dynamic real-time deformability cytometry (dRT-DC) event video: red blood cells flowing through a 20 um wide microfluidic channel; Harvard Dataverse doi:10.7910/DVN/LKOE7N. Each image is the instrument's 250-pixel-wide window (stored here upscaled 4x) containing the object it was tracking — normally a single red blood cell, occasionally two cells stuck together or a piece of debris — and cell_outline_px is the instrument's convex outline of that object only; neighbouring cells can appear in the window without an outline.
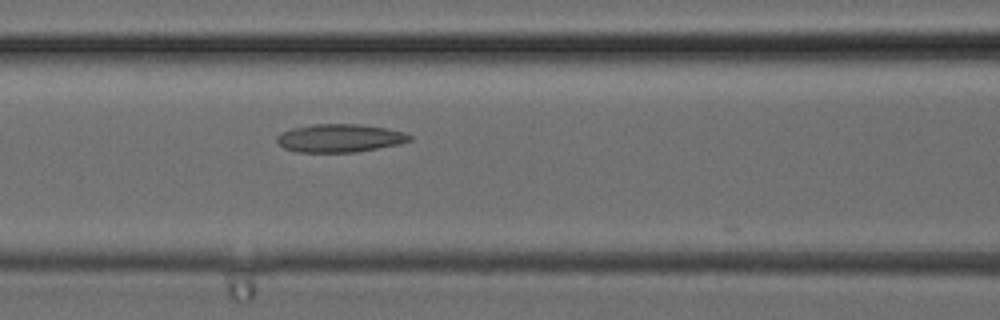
{"species": "common noctule bat (a hibernating species)", "species_latin": "Nyctalus noctula", "temperature_condition": "cold", "stored_images_in_passage": 21, "camera_frame_rate_fps": 3000, "um_per_image_px": 0.085, "animal": {"sex": "female", "body_mass_g": 24.6, "forearm_length_mm": 56.2}, "frame": {"image": 1, "passage_image": 4, "time_ms": 1.0, "image_size_px": [1000, 320], "cell_outline_px": [[412, 140], [396, 144], [356, 152], [296, 152], [284, 148], [276, 140], [276, 136], [280, 132], [292, 128], [312, 124], [360, 124], [388, 128], [404, 132], [412, 136]], "centroid_in_image_um": [28.85, 11.73], "position_along_channel_um": 137.8, "area_um2": 21.79}}
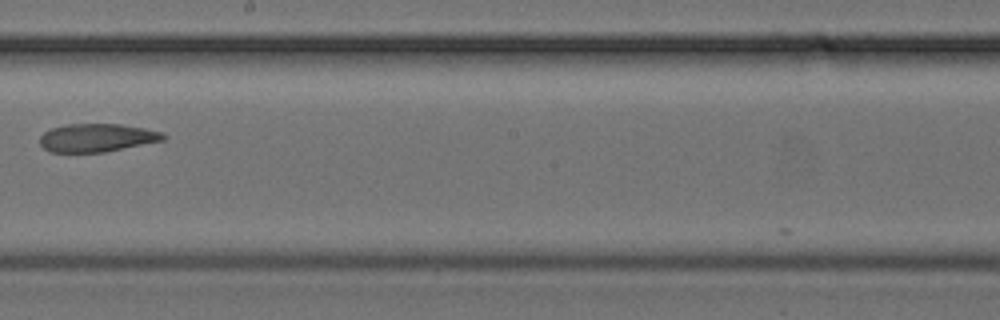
{"frame": {"image": 2, "passage_image": 9, "time_ms": 2.667, "image_size_px": [1000, 320], "cell_outline_px": [[168, 136], [164, 140], [104, 152], [48, 152], [40, 144], [40, 136], [44, 132], [52, 128], [64, 124], [120, 124], [144, 128], [164, 132]], "centroid_in_image_um": [8.24, 11.7], "position_along_channel_um": 240.0, "area_um2": 20.35}}
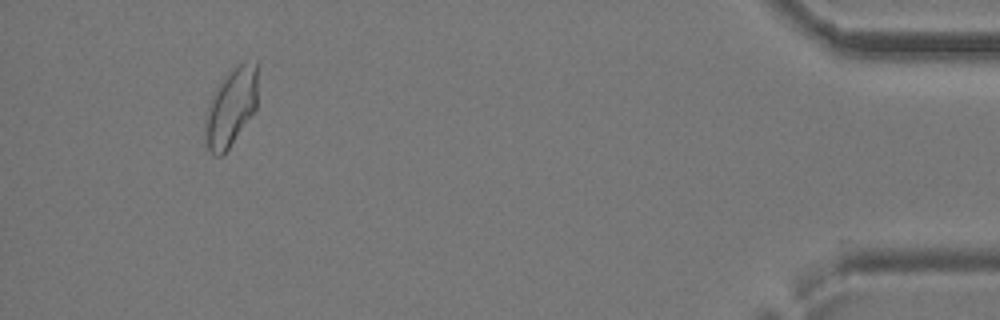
{"frame": {"image": 3, "passage_image": 21, "time_ms": 6.667, "image_size_px": [1000, 320], "cell_outline_px": [[256, 108], [224, 156], [216, 156], [204, 144], [204, 116], [212, 92], [228, 72], [236, 64], [256, 60]], "centroid_in_image_um": [19.58, 9.15], "position_along_channel_um": 415.6, "area_um2": 24.16}}